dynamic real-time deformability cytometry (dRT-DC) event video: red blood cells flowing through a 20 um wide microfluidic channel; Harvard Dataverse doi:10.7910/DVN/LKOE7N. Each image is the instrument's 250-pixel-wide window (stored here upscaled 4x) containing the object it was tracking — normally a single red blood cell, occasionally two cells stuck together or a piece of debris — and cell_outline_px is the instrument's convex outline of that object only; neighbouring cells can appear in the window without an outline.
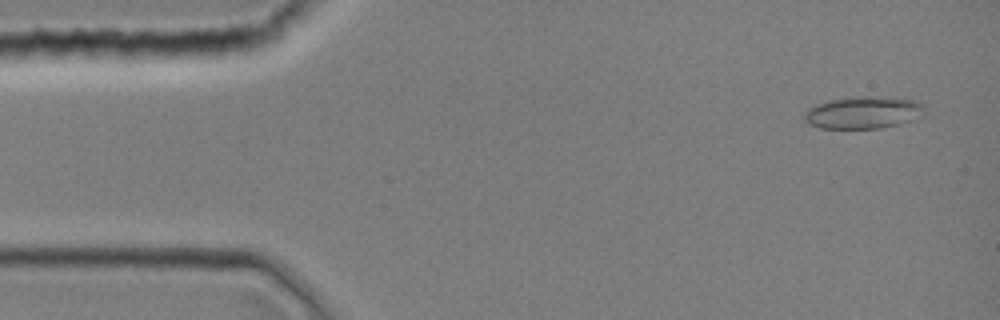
{"species": "common noctule bat (a hibernating species)", "species_latin": "Nyctalus noctula", "temperature_condition": "room temperature", "stored_images_in_passage": 43, "camera_frame_rate_fps": 3000, "um_per_image_px": 0.085, "animal": {"sex": "female", "body_mass_g": 19.0, "forearm_length_mm": 51.5}, "frame": {"image": 1, "passage_image": 2, "time_ms": 0.333, "image_size_px": [1000, 320], "cell_outline_px": [[924, 116], [900, 124], [880, 128], [820, 128], [808, 124], [804, 120], [804, 112], [808, 108], [816, 104], [828, 100], [864, 96], [880, 96], [912, 100], [924, 104]], "centroid_in_image_um": [73.38, 9.57], "position_along_channel_um": 11.6, "area_um2": 22.72}}
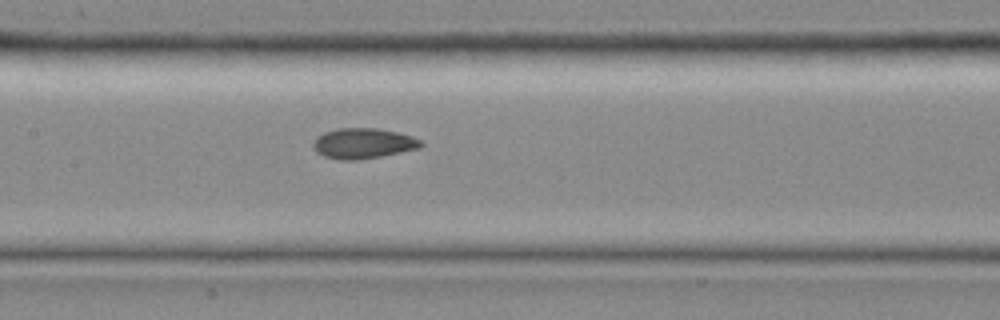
{"frame": {"image": 2, "passage_image": 20, "time_ms": 6.333, "image_size_px": [1000, 320], "cell_outline_px": [[424, 144], [420, 148], [360, 160], [340, 160], [324, 156], [316, 152], [312, 148], [312, 144], [316, 136], [324, 132], [336, 128], [376, 128], [396, 132], [412, 136], [420, 140]], "centroid_in_image_um": [30.82, 12.19], "position_along_channel_um": 176.6, "area_um2": 19.19}}
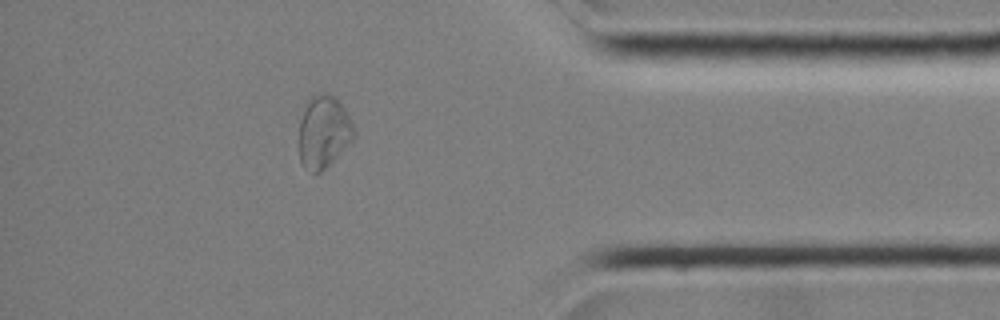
{"frame": {"image": 3, "passage_image": 37, "time_ms": 12.0, "image_size_px": [1000, 320], "cell_outline_px": [[356, 136], [320, 172], [312, 172], [304, 168], [300, 160], [300, 120], [304, 104], [312, 96], [324, 92], [328, 92], [344, 108], [356, 132]], "centroid_in_image_um": [27.49, 11.18], "position_along_channel_um": 407.7, "area_um2": 22.77}}